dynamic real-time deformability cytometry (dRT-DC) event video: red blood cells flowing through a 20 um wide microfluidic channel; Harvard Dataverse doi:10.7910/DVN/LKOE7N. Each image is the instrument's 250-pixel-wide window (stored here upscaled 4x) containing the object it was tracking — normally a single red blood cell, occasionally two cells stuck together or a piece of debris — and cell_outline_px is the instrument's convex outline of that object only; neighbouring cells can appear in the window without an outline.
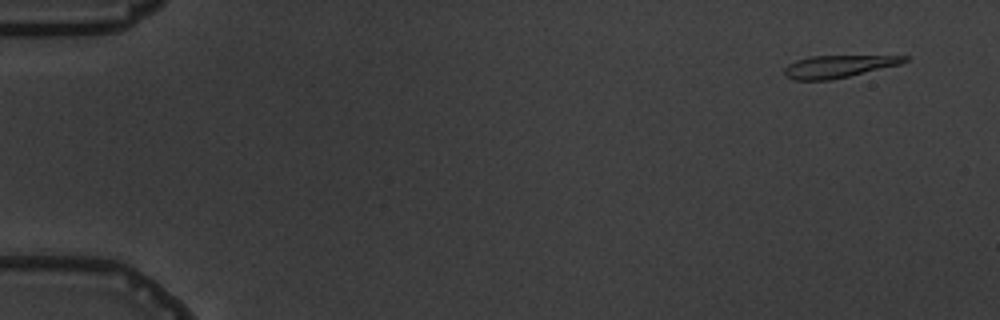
{"species": "common noctule bat (a hibernating species)", "species_latin": "Nyctalus noctula", "temperature_condition": "warm", "stored_images_in_passage": 8, "camera_frame_rate_fps": 3000, "um_per_image_px": 0.085, "animal": {"sex": "male", "body_mass_g": 19.5, "forearm_length_mm": 54.6}, "frame": {"image": 1, "passage_image": 1, "time_ms": 0.0, "image_size_px": [1000, 320], "cell_outline_px": [[908, 60], [900, 64], [848, 76], [828, 80], [792, 80], [784, 76], [784, 68], [788, 64], [796, 60], [812, 56], [908, 56]], "centroid_in_image_um": [71.19, 5.65], "position_along_channel_um": 13.8, "area_um2": 15.43}}
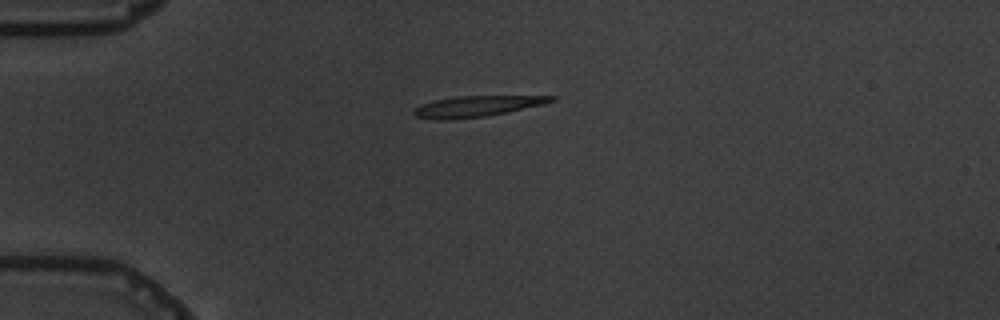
{"frame": {"image": 2, "passage_image": 4, "time_ms": 3.667, "image_size_px": [1000, 320], "cell_outline_px": [[556, 100], [544, 104], [508, 112], [484, 116], [452, 120], [436, 120], [416, 116], [412, 112], [420, 104], [436, 100], [456, 96], [556, 96]], "centroid_in_image_um": [40.52, 9.04], "position_along_channel_um": 44.5, "area_um2": 16.65}}
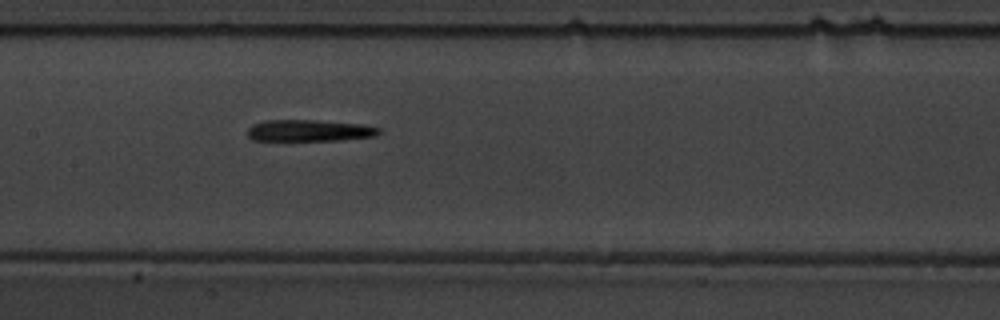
{"frame": {"image": 3, "passage_image": 8, "time_ms": 8.0, "image_size_px": [1000, 320], "cell_outline_px": [[380, 132], [376, 136], [340, 140], [252, 140], [248, 136], [248, 128], [252, 124], [264, 120], [316, 120], [364, 124], [380, 128]], "centroid_in_image_um": [26.3, 11.09], "position_along_channel_um": 181.1, "area_um2": 16.59}}